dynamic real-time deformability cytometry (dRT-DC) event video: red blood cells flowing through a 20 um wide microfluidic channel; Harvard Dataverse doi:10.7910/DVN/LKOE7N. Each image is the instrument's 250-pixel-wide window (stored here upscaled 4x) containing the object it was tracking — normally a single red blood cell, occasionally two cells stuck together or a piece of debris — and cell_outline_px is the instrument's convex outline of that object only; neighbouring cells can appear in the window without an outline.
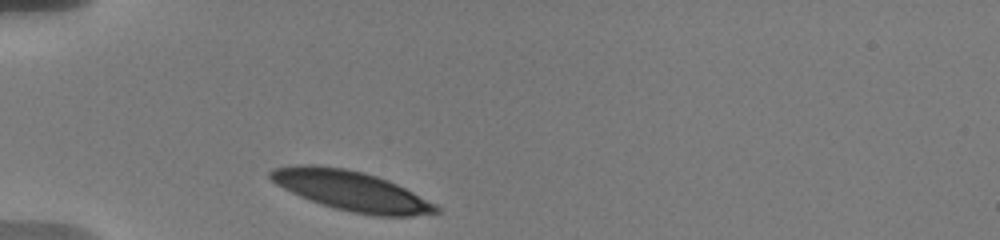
{"species": "human", "species_latin": "Homo sapiens", "temperature_condition": "warm", "stored_images_in_passage": 4, "camera_frame_rate_fps": 3000, "um_per_image_px": 0.085, "donor": {"sex": "male"}, "frame": {"image": 1, "passage_image": 1, "time_ms": 0.0, "image_size_px": [1000, 240], "cell_outline_px": [[440, 212], [412, 216], [372, 216], [352, 212], [336, 208], [300, 196], [276, 184], [268, 176], [268, 172], [272, 168], [292, 164], [316, 164], [344, 168], [364, 172], [388, 180], [436, 204], [440, 208]], "centroid_in_image_um": [29.83, 16.2], "position_along_channel_um": 55.2, "area_um2": 38.26}}